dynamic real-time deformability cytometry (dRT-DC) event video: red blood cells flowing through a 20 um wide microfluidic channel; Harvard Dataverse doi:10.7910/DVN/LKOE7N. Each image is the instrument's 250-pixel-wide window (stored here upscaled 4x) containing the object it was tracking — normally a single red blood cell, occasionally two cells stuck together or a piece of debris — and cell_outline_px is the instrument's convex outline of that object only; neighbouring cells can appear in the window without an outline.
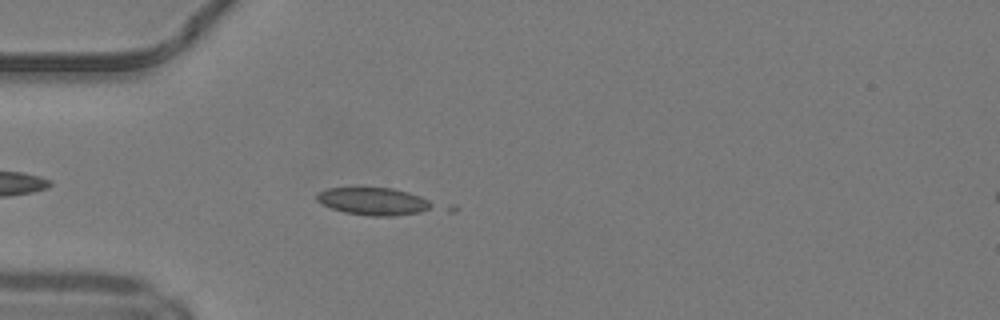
{"species": "common noctule bat (a hibernating species)", "species_latin": "Nyctalus noctula", "temperature_condition": "warm", "stored_images_in_passage": 7, "camera_frame_rate_fps": 3000, "um_per_image_px": 0.085, "animal": {"sex": "male", "body_mass_g": 19.2, "forearm_length_mm": 51.8}, "frame": {"image": 1, "passage_image": 5, "time_ms": 1.333, "image_size_px": [1000, 320], "cell_outline_px": [[460, 208], [456, 212], [392, 216], [372, 216], [344, 212], [332, 208], [316, 200], [316, 196], [320, 192], [328, 188], [392, 188], [456, 204]], "centroid_in_image_um": [32.52, 17.18], "position_along_channel_um": 52.5, "area_um2": 21.21}}